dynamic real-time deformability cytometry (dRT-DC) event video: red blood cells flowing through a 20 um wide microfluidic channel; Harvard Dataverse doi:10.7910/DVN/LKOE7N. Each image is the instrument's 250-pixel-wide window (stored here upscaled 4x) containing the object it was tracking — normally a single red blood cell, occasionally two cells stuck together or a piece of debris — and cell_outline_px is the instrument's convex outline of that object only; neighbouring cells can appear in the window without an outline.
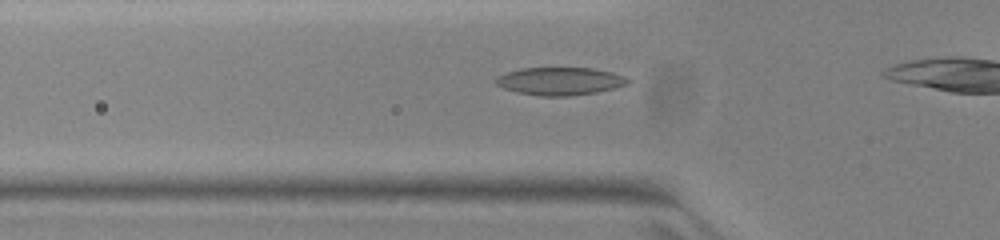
{"species": "common noctule bat (a hibernating species)", "species_latin": "Nyctalus noctula", "temperature_condition": "warm", "stored_images_in_passage": 30, "camera_frame_rate_fps": 3000, "um_per_image_px": 0.085, "animal": {"sex": "female", "body_mass_g": 23.0, "forearm_length_mm": 53.4}, "frame": {"image": 1, "passage_image": 6, "time_ms": 1.667, "image_size_px": [1000, 240], "cell_outline_px": [[632, 80], [628, 84], [596, 92], [572, 96], [540, 96], [516, 92], [504, 88], [496, 84], [492, 80], [496, 76], [520, 68], [592, 68], [612, 72], [624, 76]], "centroid_in_image_um": [47.57, 6.9], "position_along_channel_um": 78.2, "area_um2": 21.5}}
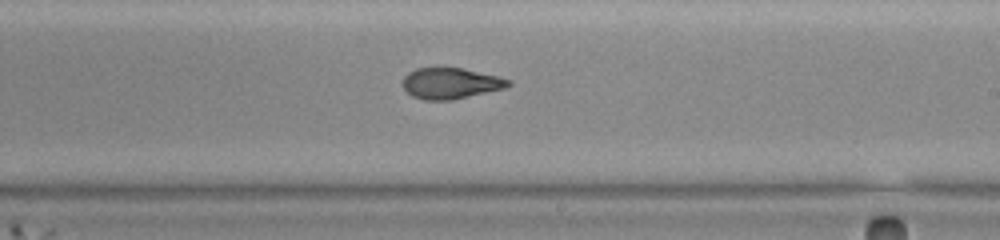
{"frame": {"image": 2, "passage_image": 19, "time_ms": 6.0, "image_size_px": [1000, 240], "cell_outline_px": [[512, 84], [504, 88], [452, 100], [424, 100], [412, 96], [404, 88], [404, 76], [408, 72], [416, 68], [460, 68], [496, 76], [512, 80]], "centroid_in_image_um": [38.29, 7.09], "position_along_channel_um": 250.7, "area_um2": 18.79}}
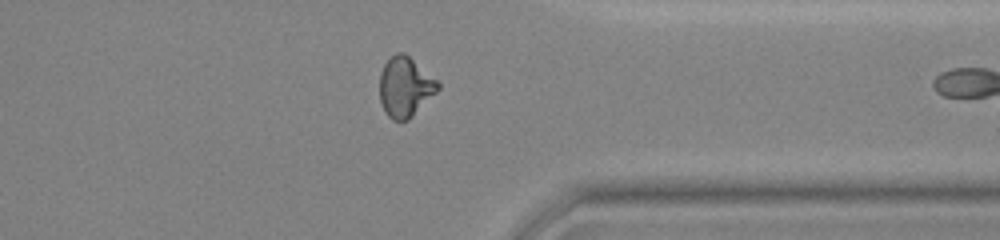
{"frame": {"image": 3, "passage_image": 29, "time_ms": 9.333, "image_size_px": [1000, 240], "cell_outline_px": [[440, 88], [408, 120], [392, 120], [384, 112], [380, 100], [380, 72], [384, 64], [396, 52], [404, 52], [436, 80], [440, 84]], "centroid_in_image_um": [34.41, 7.39], "position_along_channel_um": 377.0, "area_um2": 20.06}}